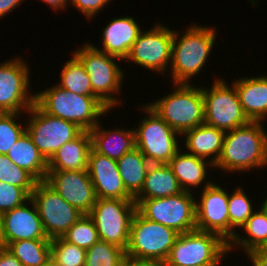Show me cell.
Here are the masks:
<instances>
[{"mask_svg": "<svg viewBox=\"0 0 267 266\" xmlns=\"http://www.w3.org/2000/svg\"><path fill=\"white\" fill-rule=\"evenodd\" d=\"M5 248L23 266H42L51 257V240H19Z\"/></svg>", "mask_w": 267, "mask_h": 266, "instance_id": "f1b7e54d", "label": "cell"}, {"mask_svg": "<svg viewBox=\"0 0 267 266\" xmlns=\"http://www.w3.org/2000/svg\"><path fill=\"white\" fill-rule=\"evenodd\" d=\"M29 76V68L21 57L0 63V113H27L33 106L35 94L28 93Z\"/></svg>", "mask_w": 267, "mask_h": 266, "instance_id": "5bb4252c", "label": "cell"}, {"mask_svg": "<svg viewBox=\"0 0 267 266\" xmlns=\"http://www.w3.org/2000/svg\"><path fill=\"white\" fill-rule=\"evenodd\" d=\"M181 150V151H180ZM177 151L175 156L169 161L173 174L177 177L183 191L191 192L190 187H199L201 183L206 182L207 167L212 166L209 160L197 157L194 154L182 152V149ZM205 162H209L205 163ZM208 164V165H207Z\"/></svg>", "mask_w": 267, "mask_h": 266, "instance_id": "484cf974", "label": "cell"}, {"mask_svg": "<svg viewBox=\"0 0 267 266\" xmlns=\"http://www.w3.org/2000/svg\"><path fill=\"white\" fill-rule=\"evenodd\" d=\"M51 257L64 266H85L86 249L56 237L51 239Z\"/></svg>", "mask_w": 267, "mask_h": 266, "instance_id": "d590c367", "label": "cell"}, {"mask_svg": "<svg viewBox=\"0 0 267 266\" xmlns=\"http://www.w3.org/2000/svg\"><path fill=\"white\" fill-rule=\"evenodd\" d=\"M126 252L123 248L103 240L86 249L85 266H122Z\"/></svg>", "mask_w": 267, "mask_h": 266, "instance_id": "1f68e13d", "label": "cell"}, {"mask_svg": "<svg viewBox=\"0 0 267 266\" xmlns=\"http://www.w3.org/2000/svg\"><path fill=\"white\" fill-rule=\"evenodd\" d=\"M63 238L84 249L91 248L100 240L94 221L88 214H83V216L68 229L63 235Z\"/></svg>", "mask_w": 267, "mask_h": 266, "instance_id": "e575fe53", "label": "cell"}, {"mask_svg": "<svg viewBox=\"0 0 267 266\" xmlns=\"http://www.w3.org/2000/svg\"><path fill=\"white\" fill-rule=\"evenodd\" d=\"M229 243L212 232L179 234L164 266H218L229 254Z\"/></svg>", "mask_w": 267, "mask_h": 266, "instance_id": "5b68a950", "label": "cell"}, {"mask_svg": "<svg viewBox=\"0 0 267 266\" xmlns=\"http://www.w3.org/2000/svg\"><path fill=\"white\" fill-rule=\"evenodd\" d=\"M178 35L174 31L170 64L172 84H190L188 80L203 69L214 47L216 29L194 24L183 36L179 38Z\"/></svg>", "mask_w": 267, "mask_h": 266, "instance_id": "7a4b0ae2", "label": "cell"}, {"mask_svg": "<svg viewBox=\"0 0 267 266\" xmlns=\"http://www.w3.org/2000/svg\"><path fill=\"white\" fill-rule=\"evenodd\" d=\"M224 135V131L205 123L183 133L187 152L205 160L212 155L210 163L213 166L220 157Z\"/></svg>", "mask_w": 267, "mask_h": 266, "instance_id": "cb8c5ba5", "label": "cell"}, {"mask_svg": "<svg viewBox=\"0 0 267 266\" xmlns=\"http://www.w3.org/2000/svg\"><path fill=\"white\" fill-rule=\"evenodd\" d=\"M151 165L138 148L125 153L118 161V171L126 191L134 198L142 189Z\"/></svg>", "mask_w": 267, "mask_h": 266, "instance_id": "83f0119b", "label": "cell"}, {"mask_svg": "<svg viewBox=\"0 0 267 266\" xmlns=\"http://www.w3.org/2000/svg\"><path fill=\"white\" fill-rule=\"evenodd\" d=\"M2 227H3V213L0 211V236H1Z\"/></svg>", "mask_w": 267, "mask_h": 266, "instance_id": "c3c4849f", "label": "cell"}, {"mask_svg": "<svg viewBox=\"0 0 267 266\" xmlns=\"http://www.w3.org/2000/svg\"><path fill=\"white\" fill-rule=\"evenodd\" d=\"M44 181L83 214H89L96 203L97 196L87 170H48Z\"/></svg>", "mask_w": 267, "mask_h": 266, "instance_id": "e0dca14e", "label": "cell"}, {"mask_svg": "<svg viewBox=\"0 0 267 266\" xmlns=\"http://www.w3.org/2000/svg\"><path fill=\"white\" fill-rule=\"evenodd\" d=\"M30 196L21 188L0 182V211L2 213L28 202Z\"/></svg>", "mask_w": 267, "mask_h": 266, "instance_id": "74e56055", "label": "cell"}, {"mask_svg": "<svg viewBox=\"0 0 267 266\" xmlns=\"http://www.w3.org/2000/svg\"><path fill=\"white\" fill-rule=\"evenodd\" d=\"M246 117L262 122L267 116V76L245 77L232 82Z\"/></svg>", "mask_w": 267, "mask_h": 266, "instance_id": "44dd1931", "label": "cell"}, {"mask_svg": "<svg viewBox=\"0 0 267 266\" xmlns=\"http://www.w3.org/2000/svg\"><path fill=\"white\" fill-rule=\"evenodd\" d=\"M178 236L175 230L145 218L137 210L131 223L126 256L164 263Z\"/></svg>", "mask_w": 267, "mask_h": 266, "instance_id": "52a82bcc", "label": "cell"}, {"mask_svg": "<svg viewBox=\"0 0 267 266\" xmlns=\"http://www.w3.org/2000/svg\"><path fill=\"white\" fill-rule=\"evenodd\" d=\"M122 266H164V263L158 261L136 260L126 256Z\"/></svg>", "mask_w": 267, "mask_h": 266, "instance_id": "b9f144b4", "label": "cell"}, {"mask_svg": "<svg viewBox=\"0 0 267 266\" xmlns=\"http://www.w3.org/2000/svg\"><path fill=\"white\" fill-rule=\"evenodd\" d=\"M261 122L225 132L222 151L216 169L229 173L267 166V133Z\"/></svg>", "mask_w": 267, "mask_h": 266, "instance_id": "6da1fadb", "label": "cell"}, {"mask_svg": "<svg viewBox=\"0 0 267 266\" xmlns=\"http://www.w3.org/2000/svg\"><path fill=\"white\" fill-rule=\"evenodd\" d=\"M16 166L31 173L38 181H44L48 172V161L25 131L6 155Z\"/></svg>", "mask_w": 267, "mask_h": 266, "instance_id": "4316f807", "label": "cell"}, {"mask_svg": "<svg viewBox=\"0 0 267 266\" xmlns=\"http://www.w3.org/2000/svg\"><path fill=\"white\" fill-rule=\"evenodd\" d=\"M112 0H70L77 10H80L87 18H93L95 14Z\"/></svg>", "mask_w": 267, "mask_h": 266, "instance_id": "f35d334b", "label": "cell"}, {"mask_svg": "<svg viewBox=\"0 0 267 266\" xmlns=\"http://www.w3.org/2000/svg\"><path fill=\"white\" fill-rule=\"evenodd\" d=\"M92 139L89 131H82L76 138L66 142L48 161V170H87Z\"/></svg>", "mask_w": 267, "mask_h": 266, "instance_id": "7402d4cb", "label": "cell"}, {"mask_svg": "<svg viewBox=\"0 0 267 266\" xmlns=\"http://www.w3.org/2000/svg\"><path fill=\"white\" fill-rule=\"evenodd\" d=\"M19 114L0 113V155H7L10 148L26 131L22 124L15 122Z\"/></svg>", "mask_w": 267, "mask_h": 266, "instance_id": "8d00e7d4", "label": "cell"}, {"mask_svg": "<svg viewBox=\"0 0 267 266\" xmlns=\"http://www.w3.org/2000/svg\"><path fill=\"white\" fill-rule=\"evenodd\" d=\"M35 104L47 114L75 123L83 131L95 128L109 109L94 96L72 93L57 84L35 93Z\"/></svg>", "mask_w": 267, "mask_h": 266, "instance_id": "3957f363", "label": "cell"}, {"mask_svg": "<svg viewBox=\"0 0 267 266\" xmlns=\"http://www.w3.org/2000/svg\"><path fill=\"white\" fill-rule=\"evenodd\" d=\"M42 266H64L50 257Z\"/></svg>", "mask_w": 267, "mask_h": 266, "instance_id": "f6af8a7d", "label": "cell"}, {"mask_svg": "<svg viewBox=\"0 0 267 266\" xmlns=\"http://www.w3.org/2000/svg\"><path fill=\"white\" fill-rule=\"evenodd\" d=\"M137 210L147 219L179 234L196 230V199L190 192L164 198L134 199Z\"/></svg>", "mask_w": 267, "mask_h": 266, "instance_id": "ba28073f", "label": "cell"}, {"mask_svg": "<svg viewBox=\"0 0 267 266\" xmlns=\"http://www.w3.org/2000/svg\"><path fill=\"white\" fill-rule=\"evenodd\" d=\"M27 113L31 116L29 115V122L25 127L26 132L47 161L66 142L73 140L83 131L73 122L47 114L35 103Z\"/></svg>", "mask_w": 267, "mask_h": 266, "instance_id": "7c38bea8", "label": "cell"}, {"mask_svg": "<svg viewBox=\"0 0 267 266\" xmlns=\"http://www.w3.org/2000/svg\"><path fill=\"white\" fill-rule=\"evenodd\" d=\"M141 31L132 17L114 18L103 30L102 48L94 47L108 55L125 60Z\"/></svg>", "mask_w": 267, "mask_h": 266, "instance_id": "ffe728a7", "label": "cell"}, {"mask_svg": "<svg viewBox=\"0 0 267 266\" xmlns=\"http://www.w3.org/2000/svg\"><path fill=\"white\" fill-rule=\"evenodd\" d=\"M73 54L81 61L90 78L93 96L109 110L116 107L120 102L114 94L120 95L124 72L114 59H121L96 49L91 43L75 50Z\"/></svg>", "mask_w": 267, "mask_h": 266, "instance_id": "8992f818", "label": "cell"}, {"mask_svg": "<svg viewBox=\"0 0 267 266\" xmlns=\"http://www.w3.org/2000/svg\"><path fill=\"white\" fill-rule=\"evenodd\" d=\"M0 182L21 187L30 196L38 180L25 169L16 166L6 155H0Z\"/></svg>", "mask_w": 267, "mask_h": 266, "instance_id": "836d02e7", "label": "cell"}, {"mask_svg": "<svg viewBox=\"0 0 267 266\" xmlns=\"http://www.w3.org/2000/svg\"><path fill=\"white\" fill-rule=\"evenodd\" d=\"M0 266H23L5 247L0 246Z\"/></svg>", "mask_w": 267, "mask_h": 266, "instance_id": "ab89813d", "label": "cell"}, {"mask_svg": "<svg viewBox=\"0 0 267 266\" xmlns=\"http://www.w3.org/2000/svg\"><path fill=\"white\" fill-rule=\"evenodd\" d=\"M142 109L149 116L141 120L135 130L136 148L151 164H168L180 149L176 139L180 134L173 130L148 104Z\"/></svg>", "mask_w": 267, "mask_h": 266, "instance_id": "30bf717a", "label": "cell"}, {"mask_svg": "<svg viewBox=\"0 0 267 266\" xmlns=\"http://www.w3.org/2000/svg\"><path fill=\"white\" fill-rule=\"evenodd\" d=\"M217 78L211 89H202L204 123L224 132L247 125L250 121L243 112L235 86ZM232 87V88H231Z\"/></svg>", "mask_w": 267, "mask_h": 266, "instance_id": "8fae6325", "label": "cell"}, {"mask_svg": "<svg viewBox=\"0 0 267 266\" xmlns=\"http://www.w3.org/2000/svg\"><path fill=\"white\" fill-rule=\"evenodd\" d=\"M253 266H267V260H250Z\"/></svg>", "mask_w": 267, "mask_h": 266, "instance_id": "bcb514c9", "label": "cell"}, {"mask_svg": "<svg viewBox=\"0 0 267 266\" xmlns=\"http://www.w3.org/2000/svg\"><path fill=\"white\" fill-rule=\"evenodd\" d=\"M22 1L24 0H0V19L19 6Z\"/></svg>", "mask_w": 267, "mask_h": 266, "instance_id": "7bdbcfd3", "label": "cell"}, {"mask_svg": "<svg viewBox=\"0 0 267 266\" xmlns=\"http://www.w3.org/2000/svg\"><path fill=\"white\" fill-rule=\"evenodd\" d=\"M136 211L134 200L97 198L88 215L94 221L100 240L126 250Z\"/></svg>", "mask_w": 267, "mask_h": 266, "instance_id": "9c48e42d", "label": "cell"}, {"mask_svg": "<svg viewBox=\"0 0 267 266\" xmlns=\"http://www.w3.org/2000/svg\"><path fill=\"white\" fill-rule=\"evenodd\" d=\"M180 192L183 189L168 164H151L142 189L134 199L164 198Z\"/></svg>", "mask_w": 267, "mask_h": 266, "instance_id": "d4e9b609", "label": "cell"}, {"mask_svg": "<svg viewBox=\"0 0 267 266\" xmlns=\"http://www.w3.org/2000/svg\"><path fill=\"white\" fill-rule=\"evenodd\" d=\"M176 90L148 105L177 133L204 123V100L201 86L175 84Z\"/></svg>", "mask_w": 267, "mask_h": 266, "instance_id": "277c9868", "label": "cell"}, {"mask_svg": "<svg viewBox=\"0 0 267 266\" xmlns=\"http://www.w3.org/2000/svg\"><path fill=\"white\" fill-rule=\"evenodd\" d=\"M30 199L35 203L45 234L49 239L63 237L83 213L66 202L45 181H38Z\"/></svg>", "mask_w": 267, "mask_h": 266, "instance_id": "4fadbf2b", "label": "cell"}, {"mask_svg": "<svg viewBox=\"0 0 267 266\" xmlns=\"http://www.w3.org/2000/svg\"><path fill=\"white\" fill-rule=\"evenodd\" d=\"M173 36L174 30L159 24L141 31L125 60L164 73L171 62Z\"/></svg>", "mask_w": 267, "mask_h": 266, "instance_id": "9a60e30c", "label": "cell"}, {"mask_svg": "<svg viewBox=\"0 0 267 266\" xmlns=\"http://www.w3.org/2000/svg\"><path fill=\"white\" fill-rule=\"evenodd\" d=\"M249 197L243 191V188L237 187L228 197V214L230 219V242L237 234L235 229L241 227L255 212ZM235 228V229H234Z\"/></svg>", "mask_w": 267, "mask_h": 266, "instance_id": "d6a6232c", "label": "cell"}, {"mask_svg": "<svg viewBox=\"0 0 267 266\" xmlns=\"http://www.w3.org/2000/svg\"><path fill=\"white\" fill-rule=\"evenodd\" d=\"M43 2H45L46 4H49L51 6V8L53 7L54 11L58 9H65V7L67 6L68 2L70 0H41ZM67 3V4H66Z\"/></svg>", "mask_w": 267, "mask_h": 266, "instance_id": "ee69618b", "label": "cell"}, {"mask_svg": "<svg viewBox=\"0 0 267 266\" xmlns=\"http://www.w3.org/2000/svg\"><path fill=\"white\" fill-rule=\"evenodd\" d=\"M87 171L97 198L134 200L123 185L116 160L99 154L91 148Z\"/></svg>", "mask_w": 267, "mask_h": 266, "instance_id": "d6986e66", "label": "cell"}, {"mask_svg": "<svg viewBox=\"0 0 267 266\" xmlns=\"http://www.w3.org/2000/svg\"><path fill=\"white\" fill-rule=\"evenodd\" d=\"M241 228L245 230L248 237L243 238L239 236L240 234H236L229 243V252L235 246H240L248 254L262 242L267 241V214L261 208H259V211L255 210Z\"/></svg>", "mask_w": 267, "mask_h": 266, "instance_id": "f546056e", "label": "cell"}, {"mask_svg": "<svg viewBox=\"0 0 267 266\" xmlns=\"http://www.w3.org/2000/svg\"><path fill=\"white\" fill-rule=\"evenodd\" d=\"M202 190L196 201V230L218 234L230 243L229 194L211 181Z\"/></svg>", "mask_w": 267, "mask_h": 266, "instance_id": "2e32d148", "label": "cell"}, {"mask_svg": "<svg viewBox=\"0 0 267 266\" xmlns=\"http://www.w3.org/2000/svg\"><path fill=\"white\" fill-rule=\"evenodd\" d=\"M260 208L267 214V197L262 202V206Z\"/></svg>", "mask_w": 267, "mask_h": 266, "instance_id": "7dc6e473", "label": "cell"}, {"mask_svg": "<svg viewBox=\"0 0 267 266\" xmlns=\"http://www.w3.org/2000/svg\"><path fill=\"white\" fill-rule=\"evenodd\" d=\"M60 77L57 85L61 88L78 95L93 96L90 78L83 64L74 54L62 67Z\"/></svg>", "mask_w": 267, "mask_h": 266, "instance_id": "4dcf8cb0", "label": "cell"}, {"mask_svg": "<svg viewBox=\"0 0 267 266\" xmlns=\"http://www.w3.org/2000/svg\"><path fill=\"white\" fill-rule=\"evenodd\" d=\"M28 203L32 205V209L25 205ZM28 203L3 213L1 247L19 240H51L44 232L35 203L31 199Z\"/></svg>", "mask_w": 267, "mask_h": 266, "instance_id": "ac0fdd59", "label": "cell"}, {"mask_svg": "<svg viewBox=\"0 0 267 266\" xmlns=\"http://www.w3.org/2000/svg\"><path fill=\"white\" fill-rule=\"evenodd\" d=\"M247 255L250 260H267V241L262 242Z\"/></svg>", "mask_w": 267, "mask_h": 266, "instance_id": "60d3db41", "label": "cell"}, {"mask_svg": "<svg viewBox=\"0 0 267 266\" xmlns=\"http://www.w3.org/2000/svg\"><path fill=\"white\" fill-rule=\"evenodd\" d=\"M92 148L112 160L118 161L125 153L136 148L135 130H106L101 124L91 129Z\"/></svg>", "mask_w": 267, "mask_h": 266, "instance_id": "603a6c76", "label": "cell"}]
</instances>
